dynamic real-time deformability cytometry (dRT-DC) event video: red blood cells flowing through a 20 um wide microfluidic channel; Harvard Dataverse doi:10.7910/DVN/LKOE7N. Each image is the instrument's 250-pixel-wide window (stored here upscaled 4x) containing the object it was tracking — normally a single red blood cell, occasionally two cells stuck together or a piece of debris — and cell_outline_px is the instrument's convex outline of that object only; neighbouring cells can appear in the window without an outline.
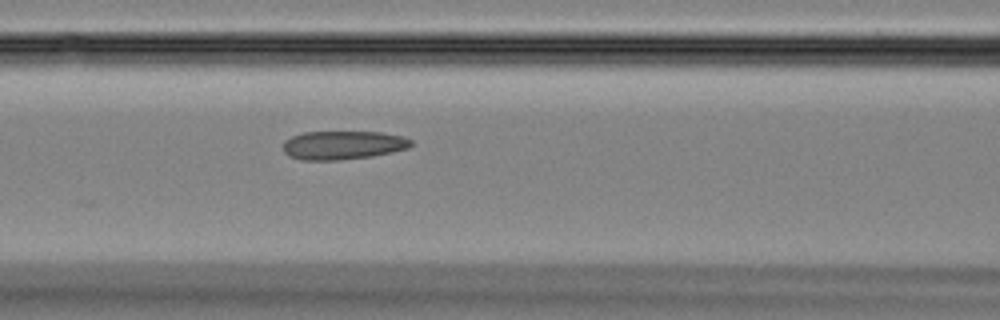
{"species": "Egyptian fruit bat (a non-hibernating species)", "species_latin": "Rousettus aegyptiacus", "temperature_condition": "room temperature", "stored_images_in_passage": 34, "camera_frame_rate_fps": 3000, "um_per_image_px": 0.085, "animal": {"sex": "female"}, "frame": {"image": 1, "passage_image": 8, "time_ms": 2.333, "image_size_px": [1000, 320], "cell_outline_px": [[412, 144], [408, 148], [392, 152], [372, 156], [340, 160], [300, 160], [288, 156], [284, 152], [284, 140], [292, 136], [304, 132], [380, 132], [404, 136], [412, 140]], "centroid_in_image_um": [29.15, 12.34], "position_along_channel_um": 137.5, "area_um2": 21.44}}
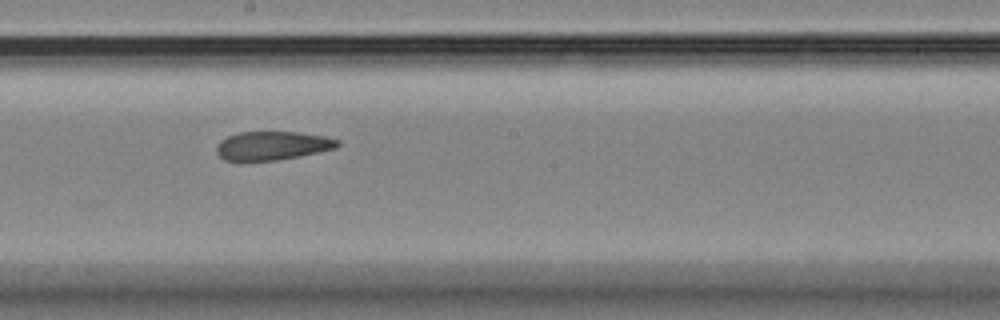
{"frame": {"image": 2, "passage_image": 14, "time_ms": 4.333, "image_size_px": [1000, 320], "cell_outline_px": [[340, 144], [336, 148], [300, 156], [276, 160], [244, 164], [236, 164], [224, 160], [216, 152], [216, 148], [220, 140], [228, 136], [240, 132], [300, 132], [324, 136], [340, 140]], "centroid_in_image_um": [23.08, 12.43], "position_along_channel_um": 225.1, "area_um2": 20.98}}
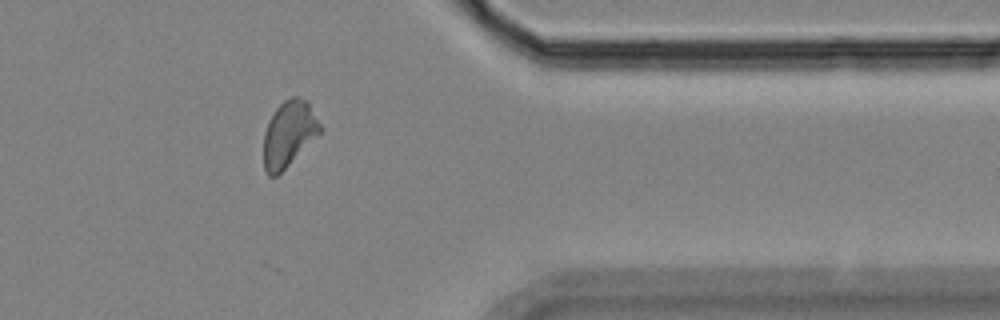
{"frame": {"image": 3, "passage_image": 26, "time_ms": 8.333, "image_size_px": [1000, 320], "cell_outline_px": [[324, 128], [276, 176], [268, 176], [264, 168], [264, 132], [268, 120], [276, 108], [284, 100], [292, 96], [300, 96], [308, 100]], "centroid_in_image_um": [24.56, 11.31], "position_along_channel_um": 386.8, "area_um2": 21.56}}